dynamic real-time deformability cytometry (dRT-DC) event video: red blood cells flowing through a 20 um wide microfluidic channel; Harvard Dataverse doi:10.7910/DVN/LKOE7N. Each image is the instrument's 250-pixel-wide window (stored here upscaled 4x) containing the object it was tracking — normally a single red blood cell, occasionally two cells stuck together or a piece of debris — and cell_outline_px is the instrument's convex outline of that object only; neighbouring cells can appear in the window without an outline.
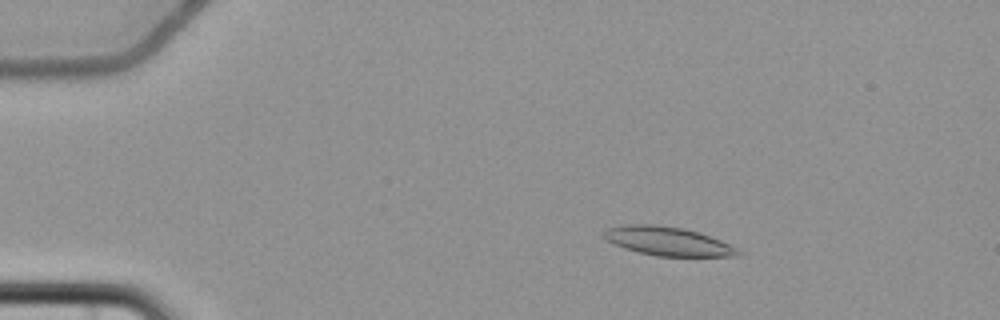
{"species": "common noctule bat (a hibernating species)", "species_latin": "Nyctalus noctula", "temperature_condition": "cold", "stored_images_in_passage": 6, "camera_frame_rate_fps": 3000, "um_per_image_px": 0.085, "animal": {"sex": "female", "body_mass_g": 22.7, "forearm_length_mm": 54.2}, "frame": {"image": 1, "passage_image": 3, "time_ms": 2.667, "image_size_px": [1000, 320], "cell_outline_px": [[744, 252], [736, 256], [656, 256], [624, 248], [608, 240], [604, 236], [604, 232], [608, 228], [624, 224], [656, 224], [684, 228], [700, 232], [720, 240]], "centroid_in_image_um": [56.79, 20.49], "position_along_channel_um": 28.2, "area_um2": 22.37}}